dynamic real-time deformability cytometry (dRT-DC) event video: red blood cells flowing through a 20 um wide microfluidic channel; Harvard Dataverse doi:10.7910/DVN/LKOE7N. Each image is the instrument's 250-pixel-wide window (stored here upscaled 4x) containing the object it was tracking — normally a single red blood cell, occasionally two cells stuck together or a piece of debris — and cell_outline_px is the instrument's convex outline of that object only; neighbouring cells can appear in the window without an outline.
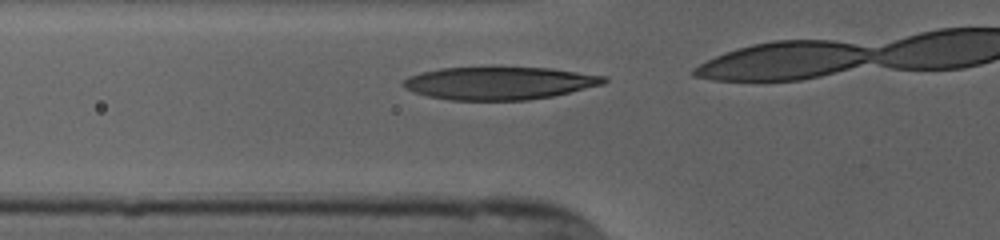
{"species": "human", "species_latin": "Homo sapiens", "temperature_condition": "cold", "stored_images_in_passage": 8, "camera_frame_rate_fps": 3000, "um_per_image_px": 0.085, "donor": {"sex": "female"}, "frame": {"image": 1, "passage_image": 4, "time_ms": 1.0, "image_size_px": [1000, 240], "cell_outline_px": [[608, 80], [604, 84], [552, 96], [528, 100], [452, 100], [428, 96], [404, 88], [400, 84], [408, 76], [420, 72], [440, 68], [552, 68], [608, 76]], "centroid_in_image_um": [42.45, 7.07], "position_along_channel_um": 83.3, "area_um2": 38.21}}
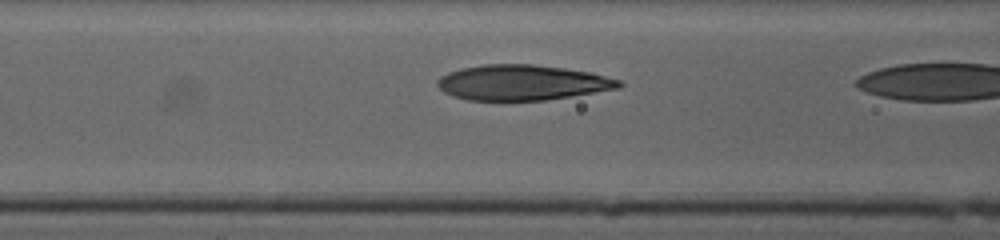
{"frame": {"image": 2, "passage_image": 7, "time_ms": 2.0, "image_size_px": [1000, 240], "cell_outline_px": [[624, 84], [620, 88], [544, 100], [468, 100], [452, 96], [444, 92], [436, 84], [436, 80], [440, 76], [448, 72], [460, 68], [484, 64], [532, 64], [564, 68], [588, 72], [620, 80]], "centroid_in_image_um": [44.34, 7.01], "position_along_channel_um": 122.3, "area_um2": 37.28}}